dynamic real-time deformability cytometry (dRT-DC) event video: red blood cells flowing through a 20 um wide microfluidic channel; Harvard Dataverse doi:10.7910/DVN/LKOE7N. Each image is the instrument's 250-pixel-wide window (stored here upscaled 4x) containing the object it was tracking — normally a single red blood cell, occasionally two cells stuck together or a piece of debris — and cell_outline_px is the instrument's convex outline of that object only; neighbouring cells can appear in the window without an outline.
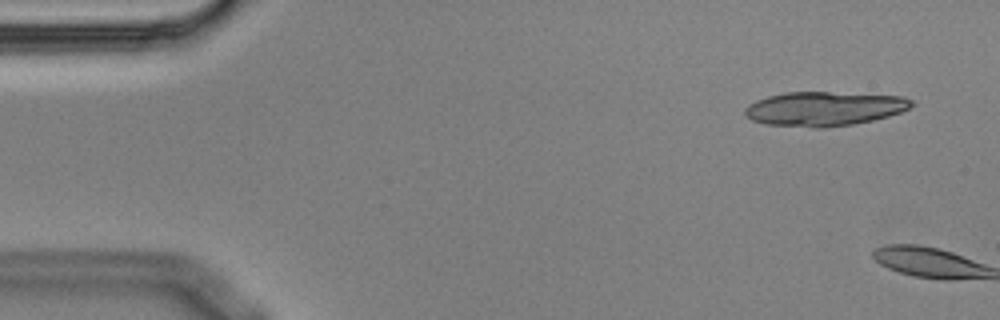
{"species": "Egyptian fruit bat (a non-hibernating species)", "species_latin": "Rousettus aegyptiacus", "temperature_condition": "cold", "stored_images_in_passage": 2, "camera_frame_rate_fps": 3000, "um_per_image_px": 0.085, "animal": {"sex": "male"}, "frame": {"image": 1, "passage_image": 1, "time_ms": 0.0, "image_size_px": [1000, 320], "cell_outline_px": [[916, 104], [900, 112], [888, 116], [872, 120], [852, 124], [824, 128], [812, 128], [764, 124], [752, 120], [744, 116], [744, 108], [748, 104], [756, 100], [768, 96], [784, 92], [828, 92], [904, 96], [912, 100]], "centroid_in_image_um": [70.02, 9.24], "position_along_channel_um": 15.0, "area_um2": 33.52}}